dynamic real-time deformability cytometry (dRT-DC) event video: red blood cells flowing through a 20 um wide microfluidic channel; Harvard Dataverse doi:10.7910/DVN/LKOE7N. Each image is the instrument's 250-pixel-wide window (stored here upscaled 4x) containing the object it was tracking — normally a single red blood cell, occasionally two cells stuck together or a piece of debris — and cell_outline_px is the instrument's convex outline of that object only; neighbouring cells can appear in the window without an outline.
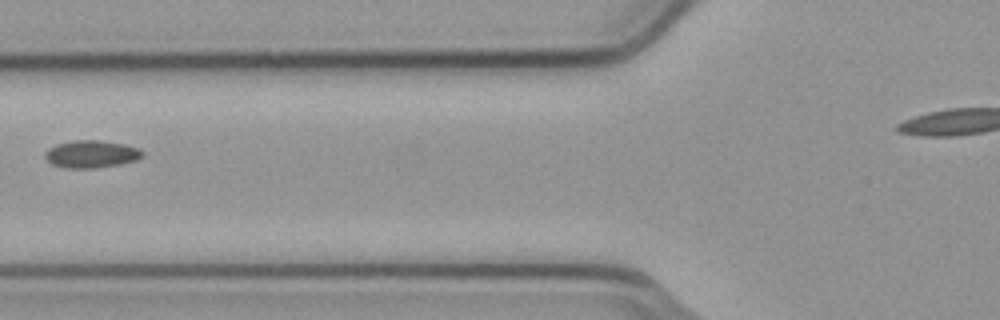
{"species": "common noctule bat (a hibernating species)", "species_latin": "Nyctalus noctula", "temperature_condition": "cold", "stored_images_in_passage": 6, "camera_frame_rate_fps": 3000, "um_per_image_px": 0.085, "animal": {"sex": "male", "body_mass_g": 23.1, "forearm_length_mm": 52.7}, "frame": {"image": 1, "passage_image": 5, "time_ms": 1.333, "image_size_px": [1000, 320], "cell_outline_px": [[144, 156], [136, 160], [120, 164], [92, 168], [64, 168], [52, 164], [44, 156], [44, 152], [48, 148], [56, 144], [72, 140], [100, 140], [124, 144], [140, 148], [144, 152]], "centroid_in_image_um": [7.76, 13.09], "position_along_channel_um": 118.0, "area_um2": 15.72}}
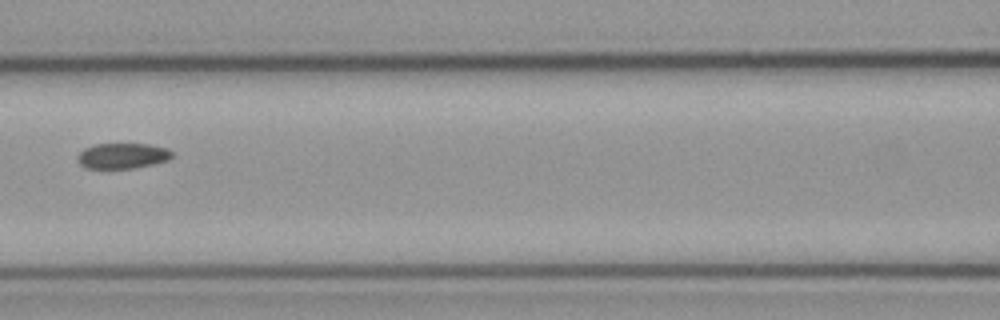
{"frame": {"image": 2, "passage_image": 6, "time_ms": 1.667, "image_size_px": [1000, 320], "cell_outline_px": [[172, 156], [168, 160], [136, 168], [84, 168], [76, 160], [76, 156], [84, 148], [96, 144], [148, 144], [168, 148], [172, 152]], "centroid_in_image_um": [10.39, 13.24], "position_along_channel_um": 156.2, "area_um2": 14.1}}